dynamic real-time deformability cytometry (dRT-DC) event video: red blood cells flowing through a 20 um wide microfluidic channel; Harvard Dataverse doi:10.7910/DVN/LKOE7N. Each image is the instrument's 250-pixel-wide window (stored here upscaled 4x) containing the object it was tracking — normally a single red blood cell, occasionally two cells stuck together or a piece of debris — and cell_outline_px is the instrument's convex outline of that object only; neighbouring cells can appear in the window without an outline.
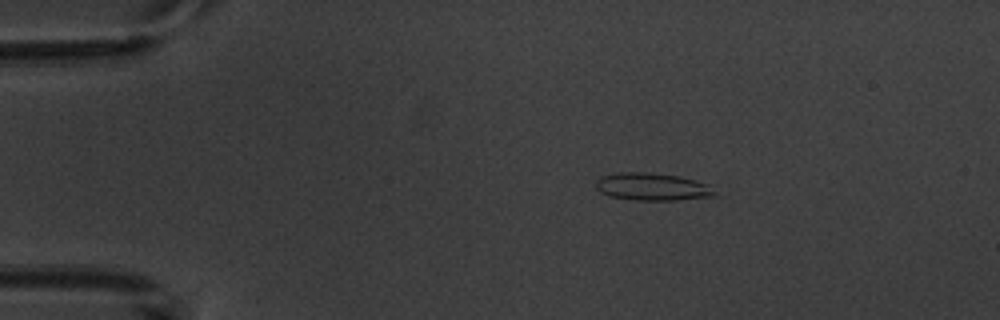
{"species": "common noctule bat (a hibernating species)", "species_latin": "Nyctalus noctula", "temperature_condition": "warm", "stored_images_in_passage": 5, "camera_frame_rate_fps": 3000, "um_per_image_px": 0.085, "animal": {"sex": "male", "body_mass_g": 20.1, "forearm_length_mm": 53.5}, "frame": {"image": 1, "passage_image": 2, "time_ms": 1.333, "image_size_px": [1000, 320], "cell_outline_px": [[720, 196], [676, 200], [636, 200], [608, 196], [600, 192], [596, 188], [596, 180], [600, 176], [620, 172], [648, 172], [680, 176], [696, 180], [708, 184]], "centroid_in_image_um": [55.47, 15.87], "position_along_channel_um": 29.5, "area_um2": 19.36}}